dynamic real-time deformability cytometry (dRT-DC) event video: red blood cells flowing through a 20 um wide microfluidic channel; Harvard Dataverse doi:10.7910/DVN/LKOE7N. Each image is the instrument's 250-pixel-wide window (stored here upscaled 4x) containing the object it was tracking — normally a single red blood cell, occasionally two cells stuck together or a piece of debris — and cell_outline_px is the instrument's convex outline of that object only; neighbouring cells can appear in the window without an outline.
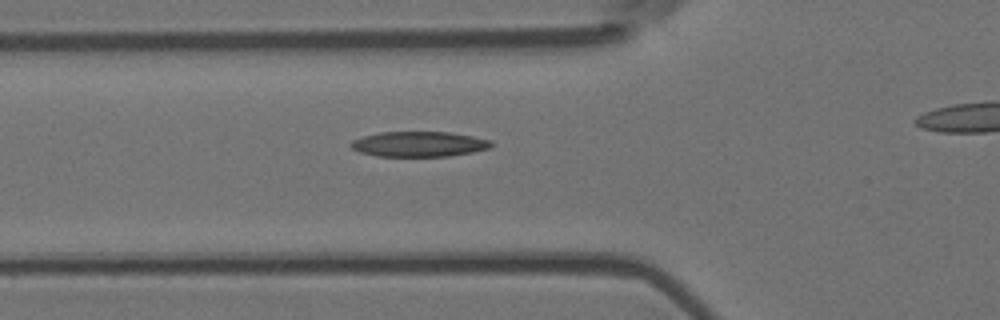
{"species": "Egyptian fruit bat (a non-hibernating species)", "species_latin": "Rousettus aegyptiacus", "temperature_condition": "room temperature", "stored_images_in_passage": 6, "camera_frame_rate_fps": 3000, "um_per_image_px": 0.085, "animal": {"sex": "female"}, "frame": {"image": 1, "passage_image": 2, "time_ms": 0.333, "image_size_px": [1000, 320], "cell_outline_px": [[492, 144], [488, 148], [472, 152], [448, 156], [376, 156], [360, 152], [352, 148], [352, 140], [364, 136], [380, 132], [448, 132], [472, 136], [492, 140]], "centroid_in_image_um": [35.62, 12.24], "position_along_channel_um": 90.2, "area_um2": 20.4}}